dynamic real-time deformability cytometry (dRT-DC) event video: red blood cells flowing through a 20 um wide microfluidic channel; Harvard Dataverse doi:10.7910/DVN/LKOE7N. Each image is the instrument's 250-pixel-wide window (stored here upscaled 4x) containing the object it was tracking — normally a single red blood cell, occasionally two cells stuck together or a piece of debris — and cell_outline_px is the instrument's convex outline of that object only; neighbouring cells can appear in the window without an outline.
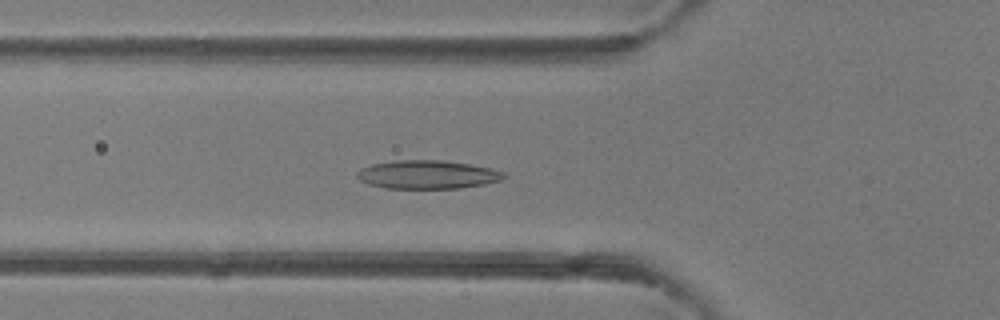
{"species": "common noctule bat (a hibernating species)", "species_latin": "Nyctalus noctula", "temperature_condition": "room temperature", "stored_images_in_passage": 24, "camera_frame_rate_fps": 3000, "um_per_image_px": 0.085, "animal": {"sex": "female"}, "frame": {"image": 1, "passage_image": 8, "time_ms": 2.333, "image_size_px": [1000, 320], "cell_outline_px": [[508, 176], [504, 180], [484, 184], [460, 188], [384, 188], [368, 184], [360, 180], [356, 176], [356, 172], [360, 168], [372, 164], [396, 160], [444, 160], [492, 168], [504, 172]], "centroid_in_image_um": [36.35, 14.84], "position_along_channel_um": 89.5, "area_um2": 24.57}}
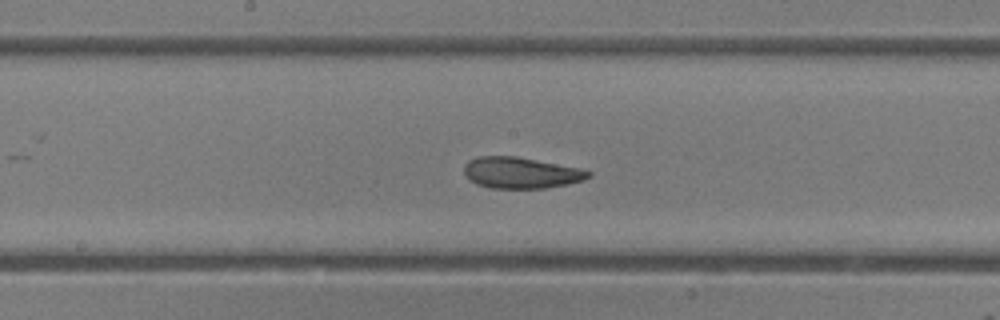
{"frame": {"image": 2, "passage_image": 16, "time_ms": 5.0, "image_size_px": [1000, 320], "cell_outline_px": [[592, 176], [584, 180], [568, 184], [544, 188], [488, 188], [476, 184], [464, 172], [464, 164], [468, 160], [480, 156], [516, 156], [580, 168], [592, 172]], "centroid_in_image_um": [44.3, 14.68], "position_along_channel_um": 203.9, "area_um2": 22.6}}
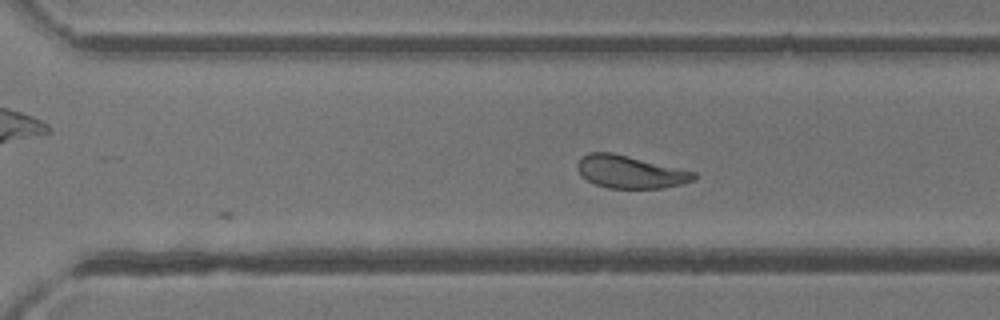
{"frame": {"image": 3, "passage_image": 24, "time_ms": 7.667, "image_size_px": [1000, 320], "cell_outline_px": [[696, 176], [692, 180], [680, 184], [664, 188], [608, 188], [596, 184], [588, 180], [576, 168], [576, 164], [580, 156], [588, 152], [612, 152], [696, 172]], "centroid_in_image_um": [53.53, 14.6], "position_along_channel_um": 317.1, "area_um2": 22.02}}